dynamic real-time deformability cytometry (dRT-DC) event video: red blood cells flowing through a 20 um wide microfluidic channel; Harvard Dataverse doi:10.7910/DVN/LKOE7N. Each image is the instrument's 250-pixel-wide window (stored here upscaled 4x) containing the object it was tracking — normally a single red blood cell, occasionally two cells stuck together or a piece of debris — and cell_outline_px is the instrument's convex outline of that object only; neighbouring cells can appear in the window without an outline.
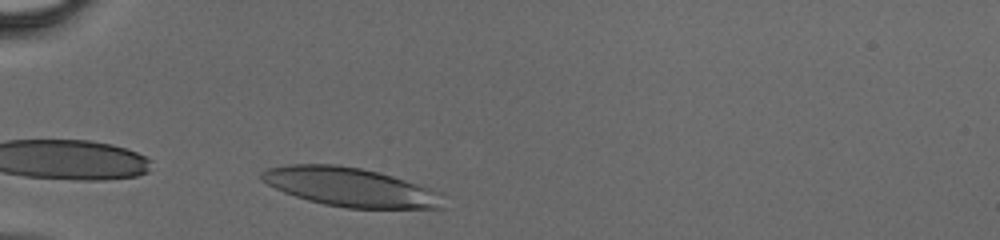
{"species": "human", "species_latin": "Homo sapiens", "temperature_condition": "cold", "stored_images_in_passage": 26, "camera_frame_rate_fps": 3000, "um_per_image_px": 0.085, "donor": {"sex": "male"}, "frame": {"image": 1, "passage_image": 2, "time_ms": 0.333, "image_size_px": [1000, 240], "cell_outline_px": [[444, 208], [348, 208], [324, 204], [308, 200], [284, 192], [260, 180], [260, 172], [268, 168], [288, 164], [332, 164], [360, 168], [392, 176], [432, 188], [444, 192]], "centroid_in_image_um": [29.81, 15.9], "position_along_channel_um": 55.2, "area_um2": 41.21}}
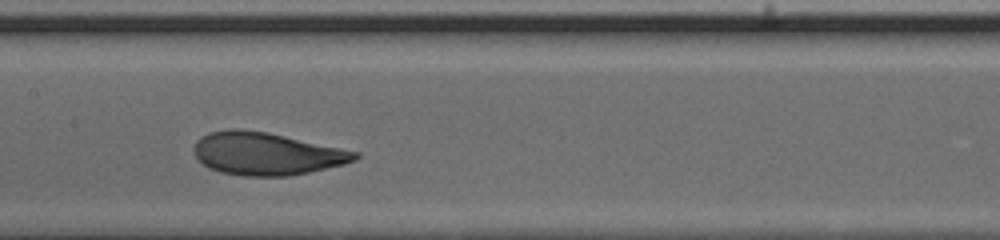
{"frame": {"image": 2, "passage_image": 12, "time_ms": 3.667, "image_size_px": [1000, 240], "cell_outline_px": [[360, 156], [356, 160], [344, 164], [308, 172], [288, 176], [244, 176], [220, 172], [208, 168], [196, 156], [192, 148], [196, 140], [200, 136], [208, 132], [228, 128], [240, 128], [268, 132], [360, 152]], "centroid_in_image_um": [22.62, 13.05], "position_along_channel_um": 184.8, "area_um2": 40.29}}
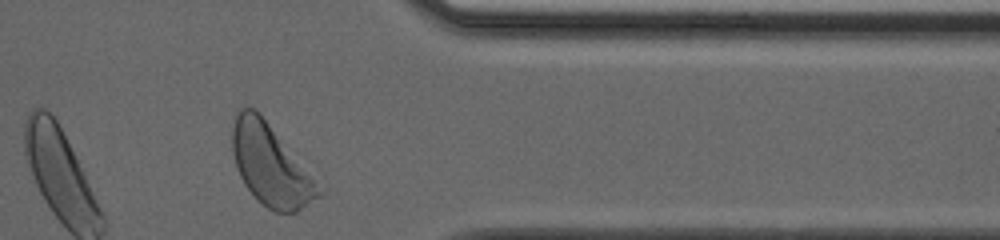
{"frame": {"image": 3, "passage_image": 26, "time_ms": 8.333, "image_size_px": [1000, 240], "cell_outline_px": [[324, 192], [320, 196], [296, 212], [276, 212], [268, 208], [244, 184], [240, 176], [232, 152], [232, 128], [236, 112], [240, 108], [252, 108], [264, 120]], "centroid_in_image_um": [22.95, 14.06], "position_along_channel_um": 388.4, "area_um2": 38.9}}